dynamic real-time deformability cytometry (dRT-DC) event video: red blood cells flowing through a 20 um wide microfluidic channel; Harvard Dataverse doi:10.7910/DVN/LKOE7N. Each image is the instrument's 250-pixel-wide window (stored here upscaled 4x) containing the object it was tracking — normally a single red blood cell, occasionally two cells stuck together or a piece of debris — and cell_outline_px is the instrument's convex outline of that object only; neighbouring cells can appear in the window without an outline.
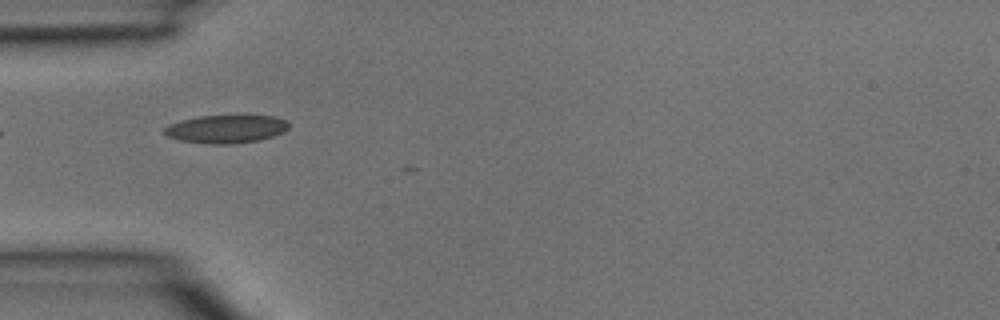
{"species": "common noctule bat (a hibernating species)", "species_latin": "Nyctalus noctula", "temperature_condition": "room temperature", "stored_images_in_passage": 2, "camera_frame_rate_fps": 3000, "um_per_image_px": 0.085, "animal": {"sex": "male", "body_mass_g": 15.6}, "frame": {"image": 1, "passage_image": 2, "time_ms": 0.333, "image_size_px": [1000, 320], "cell_outline_px": [[288, 128], [284, 132], [260, 140], [232, 144], [208, 144], [180, 140], [168, 136], [164, 132], [164, 128], [168, 124], [180, 120], [200, 116], [276, 116], [288, 120]], "centroid_in_image_um": [19.23, 10.96], "position_along_channel_um": 65.8, "area_um2": 20.4}}